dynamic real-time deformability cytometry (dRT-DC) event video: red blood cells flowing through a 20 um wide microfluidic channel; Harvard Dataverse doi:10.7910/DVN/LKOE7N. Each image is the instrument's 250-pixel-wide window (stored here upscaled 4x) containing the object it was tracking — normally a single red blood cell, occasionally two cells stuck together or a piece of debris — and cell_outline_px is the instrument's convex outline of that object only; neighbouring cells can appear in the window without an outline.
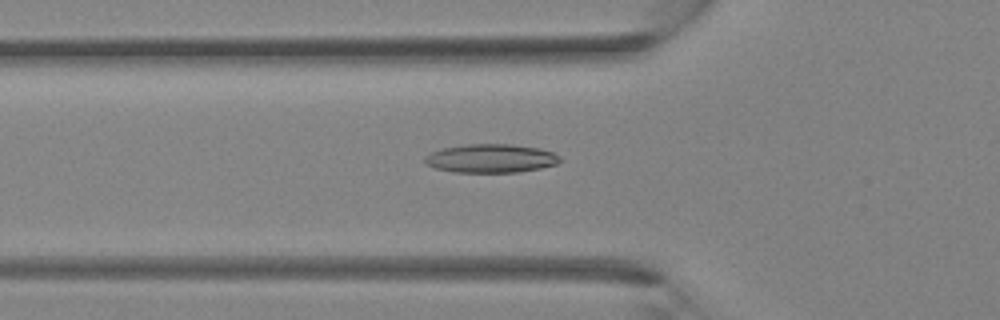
{"species": "Egyptian fruit bat (a non-hibernating species)", "species_latin": "Rousettus aegyptiacus", "temperature_condition": "room temperature", "stored_images_in_passage": 37, "camera_frame_rate_fps": 3000, "um_per_image_px": 0.085, "animal": {"sex": "female"}, "frame": {"image": 1, "passage_image": 13, "time_ms": 4.0, "image_size_px": [1000, 320], "cell_outline_px": [[560, 160], [556, 164], [540, 168], [516, 172], [452, 172], [436, 168], [424, 164], [424, 156], [432, 152], [444, 148], [468, 144], [508, 144], [540, 148], [552, 152], [560, 156]], "centroid_in_image_um": [41.7, 13.46], "position_along_channel_um": 84.1, "area_um2": 22.43}}
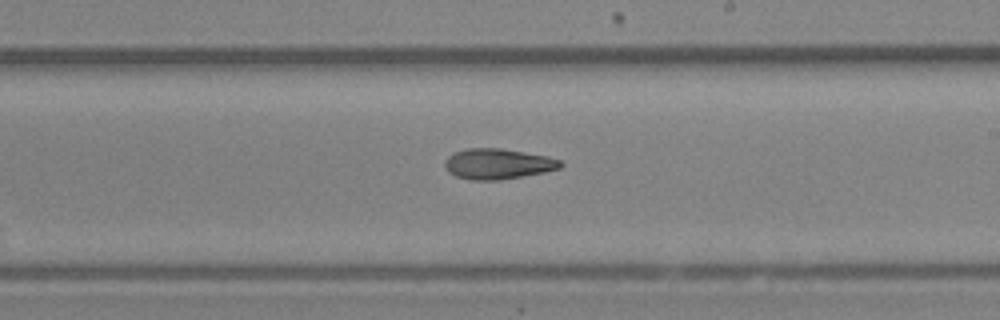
{"frame": {"image": 2, "passage_image": 22, "time_ms": 7.0, "image_size_px": [1000, 320], "cell_outline_px": [[564, 164], [560, 168], [544, 172], [496, 180], [468, 180], [456, 176], [448, 172], [444, 168], [444, 160], [448, 156], [464, 148], [500, 148], [548, 156], [560, 160]], "centroid_in_image_um": [42.28, 13.92], "position_along_channel_um": 246.7, "area_um2": 20.58}}
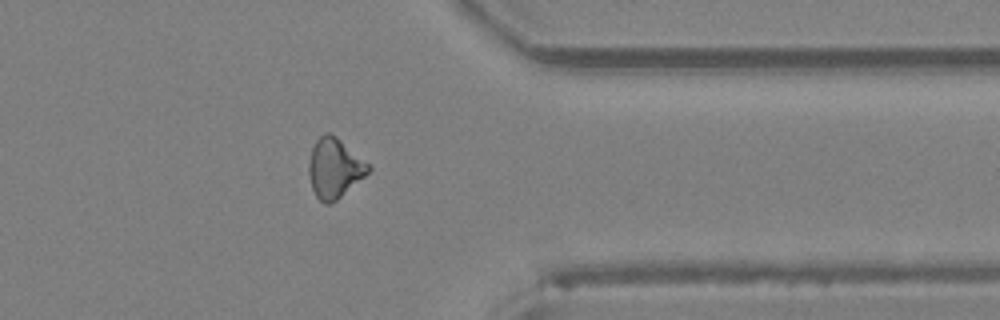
{"frame": {"image": 3, "passage_image": 30, "time_ms": 9.667, "image_size_px": [1000, 320], "cell_outline_px": [[372, 168], [364, 176], [336, 200], [328, 204], [324, 204], [316, 196], [312, 188], [308, 172], [308, 164], [312, 148], [316, 140], [324, 132], [328, 132], [336, 136], [368, 164]], "centroid_in_image_um": [28.39, 14.28], "position_along_channel_um": 383.0, "area_um2": 20.29}}